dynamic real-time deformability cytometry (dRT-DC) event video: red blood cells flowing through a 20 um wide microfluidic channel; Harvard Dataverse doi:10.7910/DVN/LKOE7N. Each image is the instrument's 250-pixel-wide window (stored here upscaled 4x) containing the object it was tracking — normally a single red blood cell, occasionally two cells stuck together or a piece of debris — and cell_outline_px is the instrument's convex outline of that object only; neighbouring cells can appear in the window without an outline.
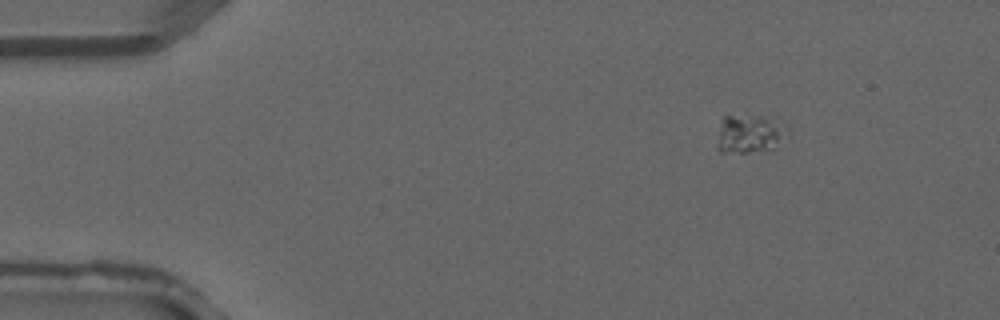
{"species": "common noctule bat (a hibernating species)", "species_latin": "Nyctalus noctula", "temperature_condition": "warm", "stored_images_in_passage": 4, "camera_frame_rate_fps": 3000, "um_per_image_px": 0.085, "animal": {"sex": "male", "forearm_length_mm": 52.5}, "frame": {"image": 1, "passage_image": 2, "time_ms": 0.333, "image_size_px": [1000, 320], "cell_outline_px": [[788, 140], [772, 152], [720, 152], [716, 148], [716, 144], [720, 128], [724, 116], [760, 116], [768, 120]], "centroid_in_image_um": [63.62, 11.49], "position_along_channel_um": 21.4, "area_um2": 15.09}}
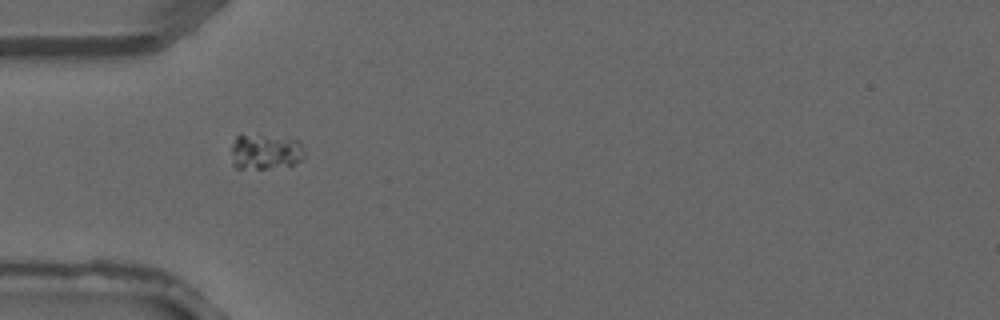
{"frame": {"image": 2, "passage_image": 4, "time_ms": 1.0, "image_size_px": [1000, 320], "cell_outline_px": [[304, 160], [296, 164], [264, 168], [236, 168], [232, 164], [232, 144], [236, 136], [240, 132], [288, 136], [300, 140], [304, 148]], "centroid_in_image_um": [22.59, 12.82], "position_along_channel_um": 62.4, "area_um2": 16.01}}